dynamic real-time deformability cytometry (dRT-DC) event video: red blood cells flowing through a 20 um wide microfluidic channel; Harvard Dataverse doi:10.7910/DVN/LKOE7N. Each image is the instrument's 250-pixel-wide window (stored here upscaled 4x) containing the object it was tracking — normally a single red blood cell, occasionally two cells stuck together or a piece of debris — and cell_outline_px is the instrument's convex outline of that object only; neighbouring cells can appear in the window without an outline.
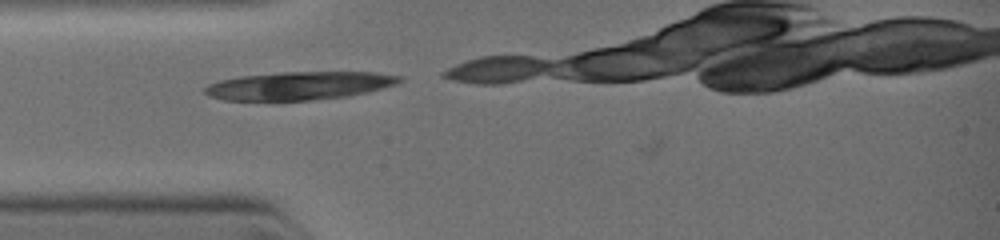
{"species": "common noctule bat (a hibernating species)", "species_latin": "Nyctalus noctula", "temperature_condition": "warm", "stored_images_in_passage": 2, "camera_frame_rate_fps": 3000, "um_per_image_px": 0.085, "animal": {"sex": "female", "body_mass_g": 19.0, "forearm_length_mm": 51.5}, "frame": {"image": 1, "passage_image": 1, "time_ms": 0.0, "image_size_px": [1000, 240], "cell_outline_px": [[404, 80], [368, 92], [348, 96], [308, 100], [224, 100], [208, 96], [204, 92], [204, 88], [208, 84], [220, 80], [240, 76], [280, 72], [376, 72], [400, 76]], "centroid_in_image_um": [25.38, 7.28], "position_along_channel_um": 59.6, "area_um2": 31.73}}